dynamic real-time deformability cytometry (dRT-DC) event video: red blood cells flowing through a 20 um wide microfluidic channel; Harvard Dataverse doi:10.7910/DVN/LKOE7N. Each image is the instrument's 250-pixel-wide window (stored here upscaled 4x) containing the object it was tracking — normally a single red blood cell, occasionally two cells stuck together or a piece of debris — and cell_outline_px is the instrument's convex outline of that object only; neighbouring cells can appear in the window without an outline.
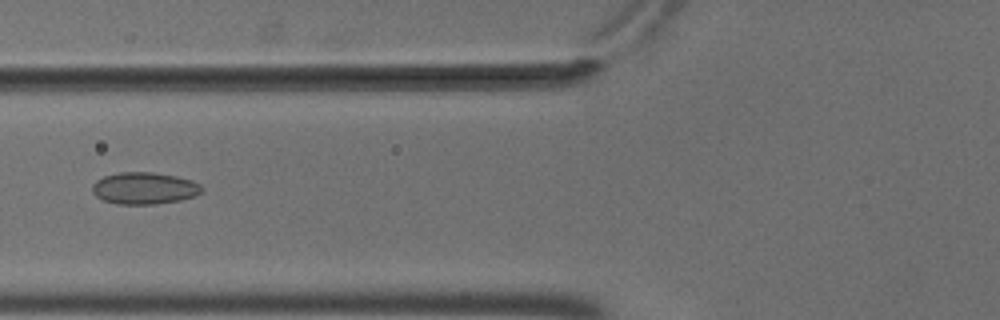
{"species": "common noctule bat (a hibernating species)", "species_latin": "Nyctalus noctula", "temperature_condition": "cold", "stored_images_in_passage": 3, "camera_frame_rate_fps": 3000, "um_per_image_px": 0.085, "animal": {"sex": "male", "body_mass_g": 18.8}, "frame": {"image": 1, "passage_image": 3, "time_ms": 0.667, "image_size_px": [1000, 320], "cell_outline_px": [[204, 188], [196, 196], [180, 200], [156, 204], [116, 204], [104, 200], [96, 196], [92, 192], [92, 184], [96, 180], [104, 176], [120, 172], [152, 172], [176, 176], [192, 180], [200, 184]], "centroid_in_image_um": [12.27, 16.0], "position_along_channel_um": 113.5, "area_um2": 20.46}}